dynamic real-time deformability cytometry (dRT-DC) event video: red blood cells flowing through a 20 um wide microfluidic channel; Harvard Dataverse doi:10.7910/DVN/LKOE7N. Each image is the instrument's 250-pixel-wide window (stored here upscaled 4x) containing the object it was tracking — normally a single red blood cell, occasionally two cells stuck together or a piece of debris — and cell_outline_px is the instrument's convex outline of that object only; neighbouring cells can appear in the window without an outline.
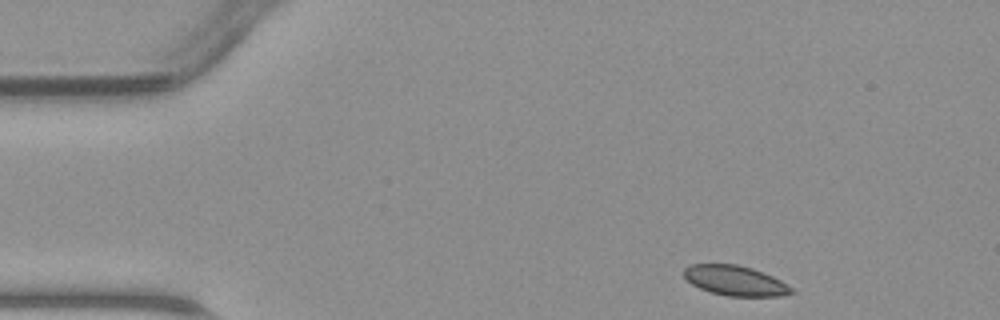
{"species": "common noctule bat (a hibernating species)", "species_latin": "Nyctalus noctula", "temperature_condition": "warm", "stored_images_in_passage": 42, "camera_frame_rate_fps": 3000, "um_per_image_px": 0.085, "animal": {"sex": "male", "body_mass_g": 23.1, "forearm_length_mm": 52.7}, "frame": {"image": 1, "passage_image": 1, "time_ms": 0.0, "image_size_px": [1000, 320], "cell_outline_px": [[796, 292], [780, 296], [728, 296], [712, 292], [700, 288], [692, 284], [684, 276], [684, 268], [692, 264], [736, 264], [752, 268], [772, 276], [788, 284]], "centroid_in_image_um": [62.51, 23.85], "position_along_channel_um": 22.5, "area_um2": 18.67}}
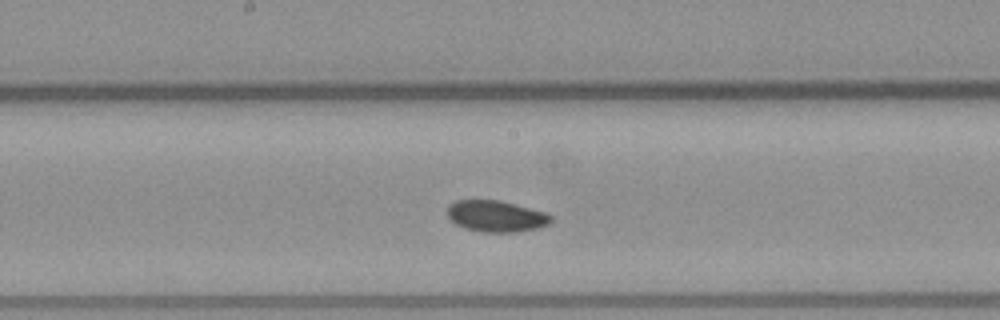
{"frame": {"image": 2, "passage_image": 19, "time_ms": 6.0, "image_size_px": [1000, 320], "cell_outline_px": [[552, 220], [548, 224], [536, 228], [516, 232], [484, 232], [464, 228], [456, 224], [448, 216], [448, 204], [456, 200], [496, 200], [544, 212], [552, 216]], "centroid_in_image_um": [42.13, 18.38], "position_along_channel_um": 206.1, "area_um2": 18.61}}
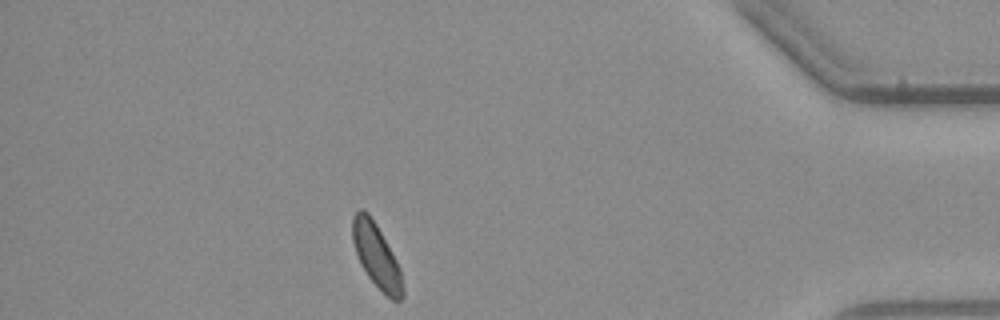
{"frame": {"image": 3, "passage_image": 36, "time_ms": 11.667, "image_size_px": [1000, 320], "cell_outline_px": [[404, 296], [400, 300], [392, 300], [368, 276], [360, 264], [352, 240], [352, 216], [360, 208], [364, 208], [368, 212], [376, 224], [396, 260], [400, 268], [404, 288]], "centroid_in_image_um": [31.99, 21.71], "position_along_channel_um": 403.2, "area_um2": 18.5}}